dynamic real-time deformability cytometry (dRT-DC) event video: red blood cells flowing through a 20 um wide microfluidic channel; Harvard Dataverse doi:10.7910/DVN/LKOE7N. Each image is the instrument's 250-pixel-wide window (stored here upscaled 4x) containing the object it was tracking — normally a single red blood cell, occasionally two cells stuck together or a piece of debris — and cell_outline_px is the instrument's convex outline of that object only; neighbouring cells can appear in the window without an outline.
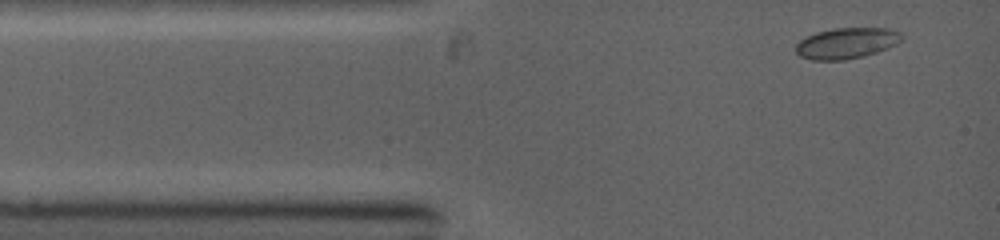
{"species": "common noctule bat (a hibernating species)", "species_latin": "Nyctalus noctula", "temperature_condition": "warm", "stored_images_in_passage": 8, "camera_frame_rate_fps": 5000, "um_per_image_px": 0.085, "animal": {"sex": "female", "body_mass_g": 19.0, "forearm_length_mm": 53.3}, "frame": {"image": 1, "passage_image": 1, "time_ms": 0.0, "image_size_px": [1000, 240], "cell_outline_px": [[904, 36], [896, 44], [876, 52], [864, 56], [844, 60], [812, 60], [800, 56], [796, 52], [796, 44], [800, 40], [816, 32], [832, 28], [888, 28], [900, 32]], "centroid_in_image_um": [71.95, 3.66], "position_along_channel_um": 13.1, "area_um2": 19.02}}
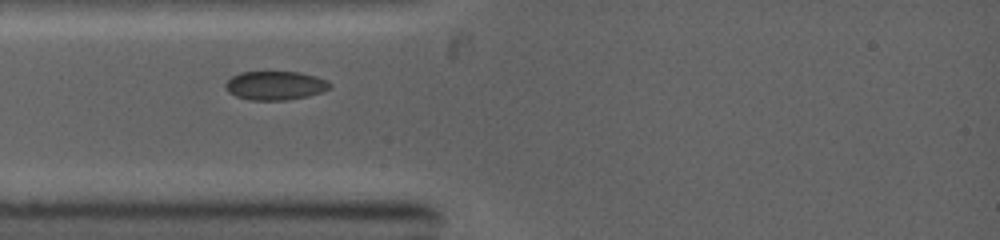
{"frame": {"image": 2, "passage_image": 4, "time_ms": 2.0, "image_size_px": [1000, 240], "cell_outline_px": [[332, 88], [308, 96], [288, 100], [248, 100], [236, 96], [228, 92], [224, 88], [224, 84], [232, 76], [240, 72], [300, 72], [316, 76], [328, 80], [332, 84]], "centroid_in_image_um": [23.4, 7.27], "position_along_channel_um": 61.6, "area_um2": 17.74}}
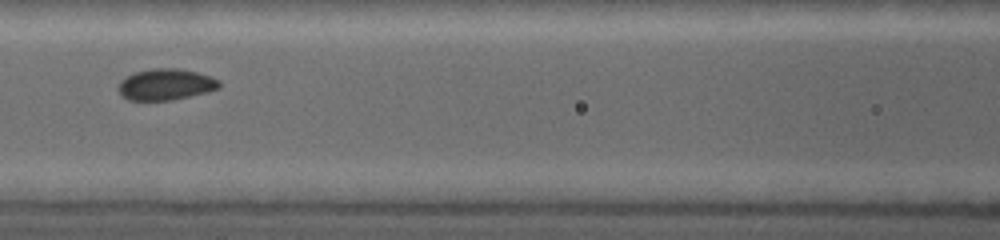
{"frame": {"image": 3, "passage_image": 7, "time_ms": 4.0, "image_size_px": [1000, 240], "cell_outline_px": [[220, 88], [208, 92], [172, 100], [128, 100], [120, 96], [116, 88], [120, 80], [132, 72], [152, 68], [180, 68], [212, 76], [220, 80]], "centroid_in_image_um": [14.06, 7.17], "position_along_channel_um": 152.5, "area_um2": 18.84}}